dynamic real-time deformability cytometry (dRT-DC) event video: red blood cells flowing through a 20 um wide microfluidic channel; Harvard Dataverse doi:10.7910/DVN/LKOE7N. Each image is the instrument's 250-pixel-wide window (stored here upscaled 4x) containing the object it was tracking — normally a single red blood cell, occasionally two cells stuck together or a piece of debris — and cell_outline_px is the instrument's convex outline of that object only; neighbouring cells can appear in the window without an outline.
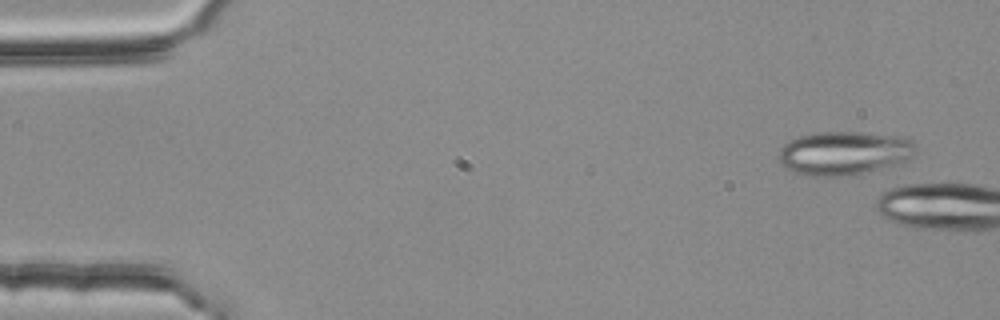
{"species": "common noctule bat (a hibernating species)", "species_latin": "Nyctalus noctula", "temperature_condition": "room temperature", "stored_images_in_passage": 2, "camera_frame_rate_fps": 3000, "um_per_image_px": 0.085, "animal": {"sex": "female", "body_mass_g": 25.1}, "frame": {"image": 1, "passage_image": 1, "time_ms": 0.0, "image_size_px": [1000, 320], "cell_outline_px": [[916, 152], [912, 156], [892, 164], [860, 172], [840, 176], [812, 176], [796, 172], [784, 168], [780, 160], [780, 148], [784, 144], [800, 136], [816, 132], [860, 132], [888, 136], [912, 140], [916, 144]], "centroid_in_image_um": [71.68, 13.0], "position_along_channel_um": 13.3, "area_um2": 33.76}}